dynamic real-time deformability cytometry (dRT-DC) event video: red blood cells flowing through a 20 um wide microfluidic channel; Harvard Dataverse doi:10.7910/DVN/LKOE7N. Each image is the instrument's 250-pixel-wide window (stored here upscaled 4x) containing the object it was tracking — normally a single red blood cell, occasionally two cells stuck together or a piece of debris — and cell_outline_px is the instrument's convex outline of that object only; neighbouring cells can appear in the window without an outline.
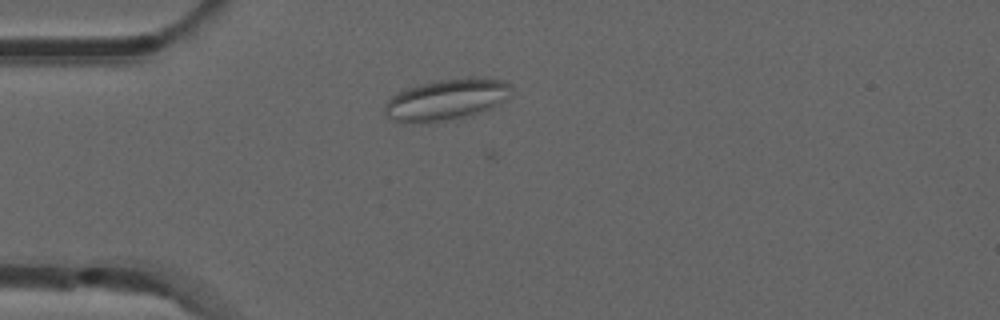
{"species": "common noctule bat (a hibernating species)", "species_latin": "Nyctalus noctula", "temperature_condition": "room temperature", "stored_images_in_passage": 9, "camera_frame_rate_fps": 3000, "um_per_image_px": 0.085, "animal": {"sex": "male", "forearm_length_mm": 52.5}, "frame": {"image": 1, "passage_image": 3, "time_ms": 0.667, "image_size_px": [1000, 320], "cell_outline_px": [[512, 88], [508, 96], [492, 108], [460, 120], [428, 124], [404, 124], [392, 120], [384, 116], [384, 104], [396, 92], [404, 88], [420, 84], [440, 80], [468, 76], [472, 76], [500, 80], [512, 84]], "centroid_in_image_um": [37.88, 8.51], "position_along_channel_um": 47.1, "area_um2": 31.56}}